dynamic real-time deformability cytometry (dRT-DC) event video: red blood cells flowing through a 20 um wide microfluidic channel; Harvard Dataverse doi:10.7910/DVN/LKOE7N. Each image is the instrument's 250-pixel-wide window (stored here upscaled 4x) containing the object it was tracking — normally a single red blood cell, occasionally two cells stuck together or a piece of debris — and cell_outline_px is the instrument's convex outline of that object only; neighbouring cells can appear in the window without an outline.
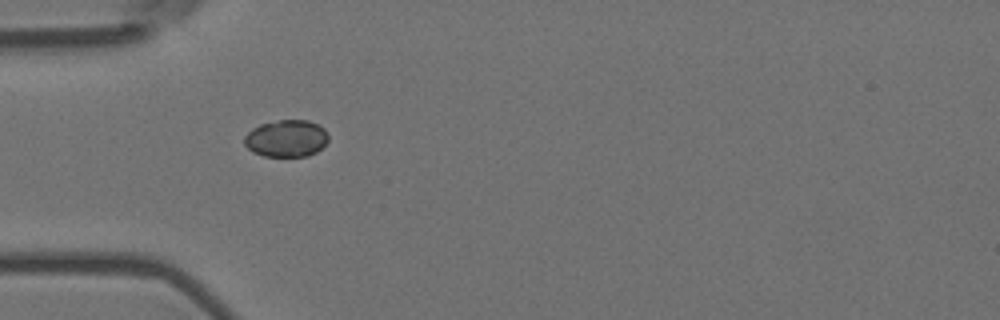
{"species": "Egyptian fruit bat (a non-hibernating species)", "species_latin": "Rousettus aegyptiacus", "temperature_condition": "room temperature", "stored_images_in_passage": 20, "camera_frame_rate_fps": 3000, "um_per_image_px": 0.085, "animal": {"sex": "female"}, "frame": {"image": 1, "passage_image": 1, "time_ms": 0.0, "image_size_px": [1000, 320], "cell_outline_px": [[328, 140], [316, 152], [308, 156], [264, 156], [252, 152], [244, 144], [244, 136], [252, 128], [260, 124], [280, 120], [308, 120], [324, 128], [328, 132]], "centroid_in_image_um": [24.33, 11.76], "position_along_channel_um": 60.7, "area_um2": 18.15}}
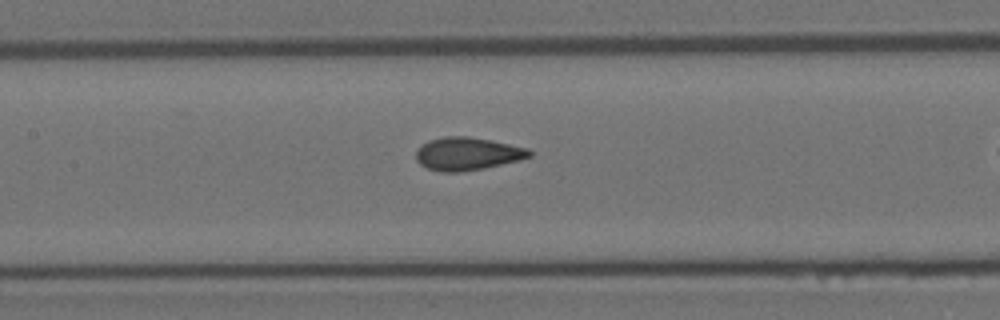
{"frame": {"image": 2, "passage_image": 6, "time_ms": 1.667, "image_size_px": [1000, 320], "cell_outline_px": [[532, 156], [520, 160], [484, 168], [460, 172], [440, 172], [428, 168], [420, 164], [416, 160], [416, 152], [428, 140], [444, 136], [468, 136], [492, 140], [528, 148], [532, 152]], "centroid_in_image_um": [39.75, 13.07], "position_along_channel_um": 167.7, "area_um2": 21.79}}
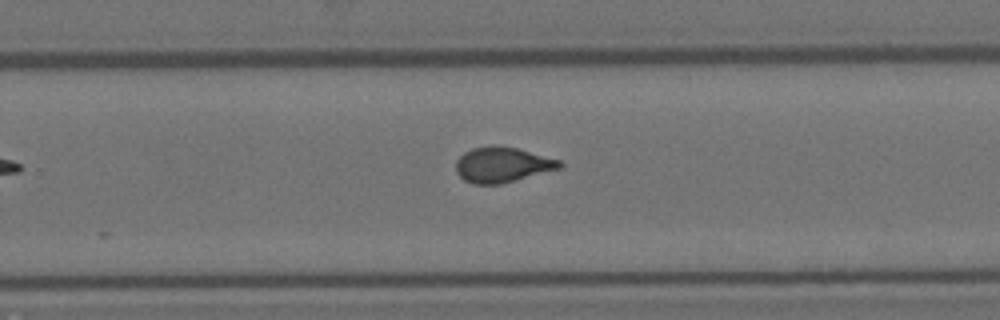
{"frame": {"image": 3, "passage_image": 16, "time_ms": 5.0, "image_size_px": [1000, 320], "cell_outline_px": [[564, 164], [560, 168], [500, 184], [472, 184], [464, 180], [456, 172], [456, 160], [464, 152], [472, 148], [492, 144], [516, 148], [560, 160]], "centroid_in_image_um": [42.66, 13.99], "position_along_channel_um": 287.1, "area_um2": 21.27}}